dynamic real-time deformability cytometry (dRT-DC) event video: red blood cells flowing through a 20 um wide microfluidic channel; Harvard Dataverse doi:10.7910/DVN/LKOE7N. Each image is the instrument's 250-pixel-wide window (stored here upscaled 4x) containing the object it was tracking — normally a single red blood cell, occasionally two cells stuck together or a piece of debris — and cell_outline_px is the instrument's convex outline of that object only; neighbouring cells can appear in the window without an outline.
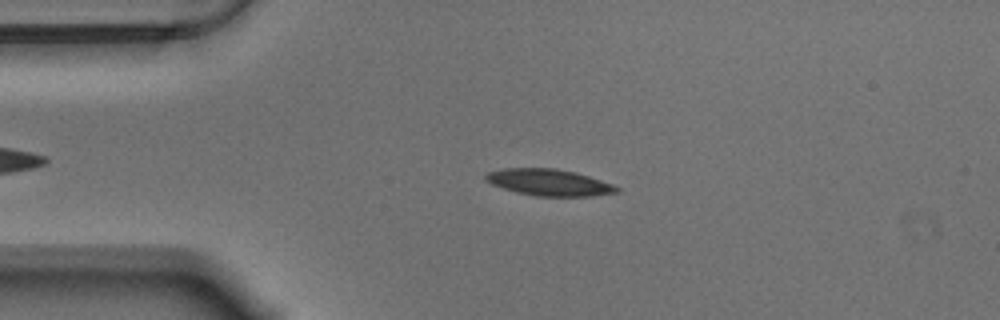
{"species": "Egyptian fruit bat (a non-hibernating species)", "species_latin": "Rousettus aegyptiacus", "temperature_condition": "warm", "stored_images_in_passage": 51, "camera_frame_rate_fps": 3000, "um_per_image_px": 0.085, "animal": {"sex": "male"}, "frame": {"image": 1, "passage_image": 12, "time_ms": 3.667, "image_size_px": [1000, 320], "cell_outline_px": [[620, 192], [592, 196], [536, 196], [516, 192], [492, 184], [484, 180], [484, 176], [488, 172], [504, 168], [556, 168], [576, 172], [612, 184], [620, 188]], "centroid_in_image_um": [46.67, 15.5], "position_along_channel_um": 38.3, "area_um2": 20.29}}
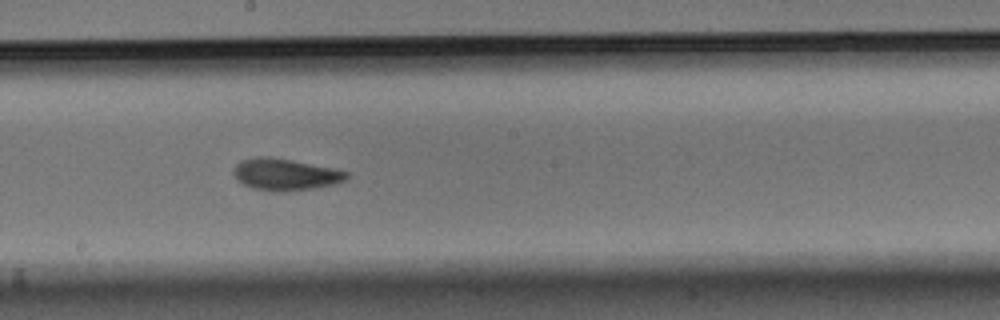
{"frame": {"image": 2, "passage_image": 30, "time_ms": 9.667, "image_size_px": [1000, 320], "cell_outline_px": [[348, 180], [332, 184], [312, 188], [280, 192], [252, 188], [236, 180], [232, 172], [236, 164], [240, 160], [256, 156], [268, 156], [292, 160], [332, 168], [348, 172]], "centroid_in_image_um": [24.2, 14.81], "position_along_channel_um": 224.0, "area_um2": 20.87}}
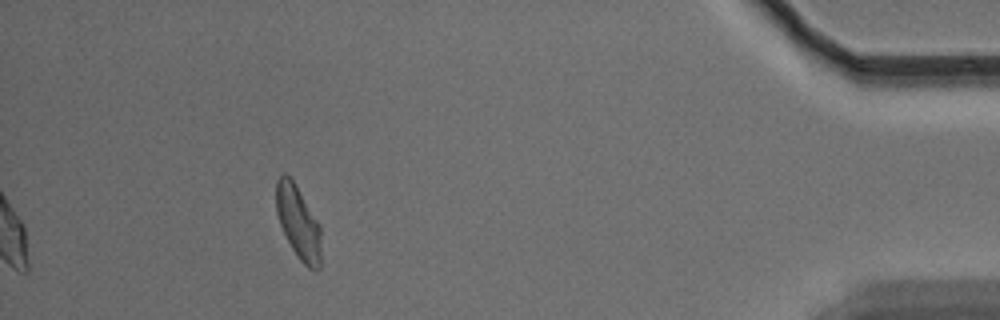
{"frame": {"image": 3, "passage_image": 51, "time_ms": 16.667, "image_size_px": [1000, 320], "cell_outline_px": [[320, 268], [308, 268], [300, 260], [292, 248], [280, 224], [276, 212], [276, 180], [284, 172], [296, 184], [320, 224]], "centroid_in_image_um": [25.35, 18.86], "position_along_channel_um": 409.9, "area_um2": 18.96}, "authors_computed_cell_mechanics": {"area_um2": 19.8832, "velocity_mm_per_s": 3.5161, "shape_relaxation_time_tau1_ms": 3.6855, "shape_relaxation_time_tau2_ms": 3.2502, "deformation_change_tau1": 0.1595, "deformation_change_tau2": 0.1081}}